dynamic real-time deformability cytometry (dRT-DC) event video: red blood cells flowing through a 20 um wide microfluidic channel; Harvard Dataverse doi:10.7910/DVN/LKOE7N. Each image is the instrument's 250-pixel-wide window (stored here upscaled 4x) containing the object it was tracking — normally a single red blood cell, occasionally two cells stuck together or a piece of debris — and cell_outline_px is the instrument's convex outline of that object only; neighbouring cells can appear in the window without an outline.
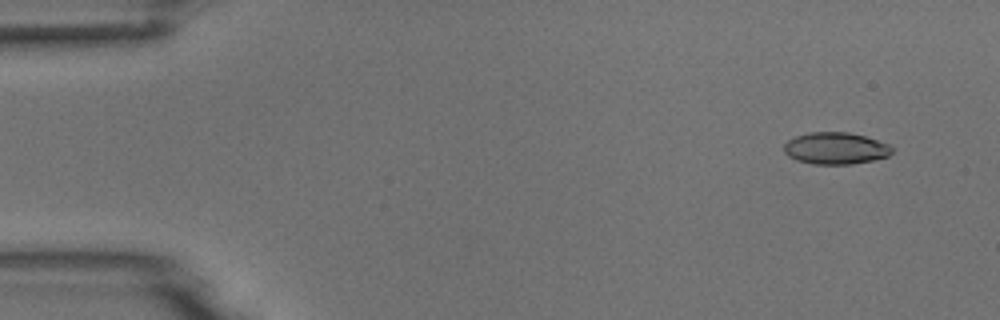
{"species": "common noctule bat (a hibernating species)", "species_latin": "Nyctalus noctula", "temperature_condition": "room temperature", "stored_images_in_passage": 4, "camera_frame_rate_fps": 3000, "um_per_image_px": 0.085, "animal": {"sex": "male", "body_mass_g": 18.8}, "frame": {"image": 1, "passage_image": 1, "time_ms": 0.0, "image_size_px": [1000, 320], "cell_outline_px": [[892, 152], [888, 156], [872, 160], [852, 164], [812, 164], [796, 160], [788, 156], [784, 152], [784, 144], [788, 140], [796, 136], [808, 132], [848, 132], [864, 136], [888, 144], [892, 148]], "centroid_in_image_um": [70.99, 12.61], "position_along_channel_um": 14.0, "area_um2": 20.0}}
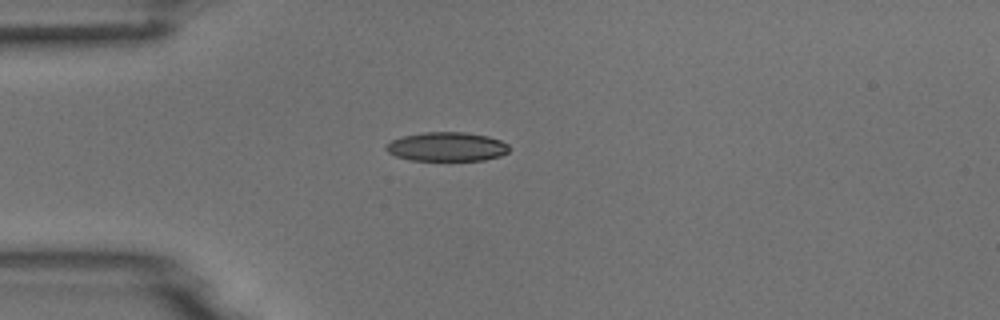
{"frame": {"image": 2, "passage_image": 4, "time_ms": 3.333, "image_size_px": [1000, 320], "cell_outline_px": [[508, 152], [500, 156], [484, 160], [412, 160], [396, 156], [388, 152], [384, 148], [392, 140], [404, 136], [424, 132], [464, 132], [488, 136], [500, 140], [508, 144]], "centroid_in_image_um": [37.99, 12.47], "position_along_channel_um": 47.0, "area_um2": 20.69}}